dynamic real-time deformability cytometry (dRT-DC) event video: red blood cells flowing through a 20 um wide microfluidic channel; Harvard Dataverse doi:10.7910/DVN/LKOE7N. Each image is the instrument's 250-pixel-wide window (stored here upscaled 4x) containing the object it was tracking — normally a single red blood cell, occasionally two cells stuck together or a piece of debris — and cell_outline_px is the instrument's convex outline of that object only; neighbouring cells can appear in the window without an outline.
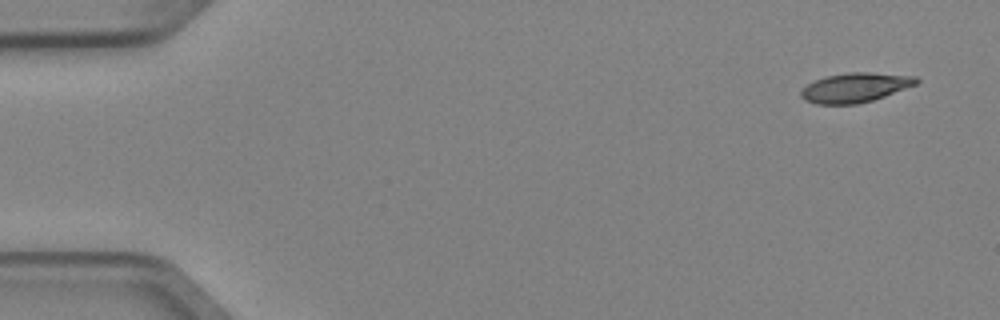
{"species": "Egyptian fruit bat (a non-hibernating species)", "species_latin": "Rousettus aegyptiacus", "temperature_condition": "cold", "stored_images_in_passage": 6, "camera_frame_rate_fps": 3000, "um_per_image_px": 0.085, "animal": {"sex": "female"}, "frame": {"image": 1, "passage_image": 1, "time_ms": 0.0, "image_size_px": [1000, 320], "cell_outline_px": [[920, 80], [916, 84], [884, 96], [872, 100], [856, 104], [816, 104], [804, 100], [800, 96], [800, 92], [808, 84], [824, 76], [848, 72], [868, 72], [916, 76]], "centroid_in_image_um": [72.67, 7.44], "position_along_channel_um": 12.3, "area_um2": 19.71}}
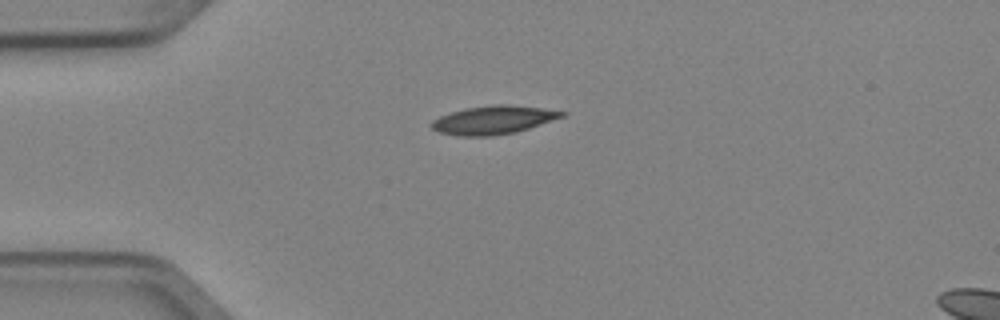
{"frame": {"image": 2, "passage_image": 4, "time_ms": 1.0, "image_size_px": [1000, 320], "cell_outline_px": [[568, 112], [564, 116], [516, 132], [492, 136], [460, 136], [440, 132], [432, 128], [432, 120], [440, 116], [464, 108], [492, 104], [508, 104], [540, 108]], "centroid_in_image_um": [41.93, 10.19], "position_along_channel_um": 43.1, "area_um2": 21.39}}
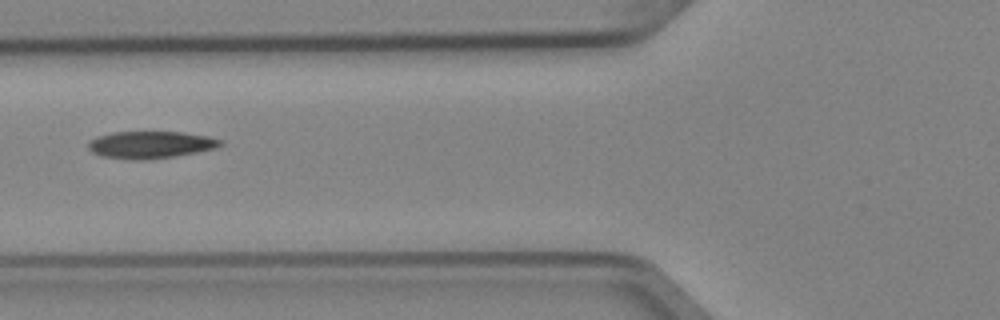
{"frame": {"image": 3, "passage_image": 6, "time_ms": 1.667, "image_size_px": [1000, 320], "cell_outline_px": [[224, 144], [216, 148], [176, 156], [148, 160], [132, 160], [100, 156], [92, 152], [88, 148], [88, 140], [96, 136], [112, 132], [180, 132], [208, 136], [224, 140]], "centroid_in_image_um": [12.78, 12.31], "position_along_channel_um": 113.0, "area_um2": 21.21}}